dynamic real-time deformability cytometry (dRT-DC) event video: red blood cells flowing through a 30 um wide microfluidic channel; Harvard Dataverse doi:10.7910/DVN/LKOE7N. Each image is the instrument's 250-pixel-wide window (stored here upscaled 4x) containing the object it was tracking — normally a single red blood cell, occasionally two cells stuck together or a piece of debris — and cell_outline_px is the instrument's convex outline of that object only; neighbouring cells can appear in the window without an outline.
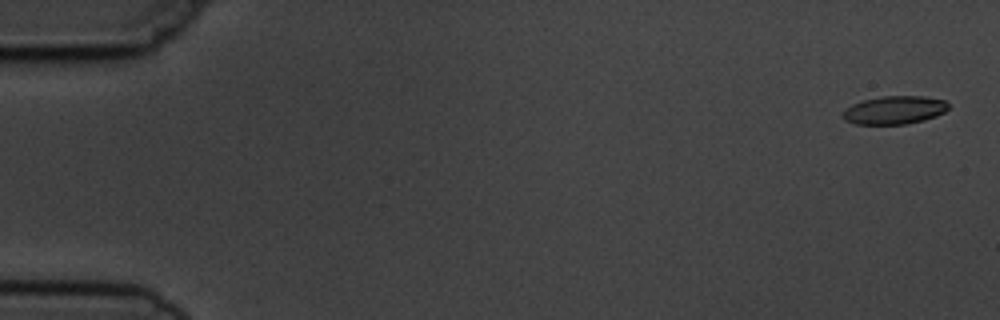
{"species": "common noctule bat (a hibernating species)", "species_latin": "Nyctalus noctula", "temperature_condition": "cold", "stored_images_in_passage": 10, "camera_frame_rate_fps": 3000, "um_per_image_px": 0.085, "animal": {"sex": "male", "body_mass_g": 19.5, "forearm_length_mm": 54.6}, "frame": {"image": 1, "passage_image": 1, "time_ms": 0.0, "image_size_px": [1000, 320], "cell_outline_px": [[948, 108], [944, 112], [936, 116], [924, 120], [904, 124], [856, 124], [844, 120], [840, 116], [852, 104], [864, 100], [880, 96], [924, 96], [944, 100], [948, 104]], "centroid_in_image_um": [76.02, 9.35], "position_along_channel_um": 9.0, "area_um2": 17.28}}
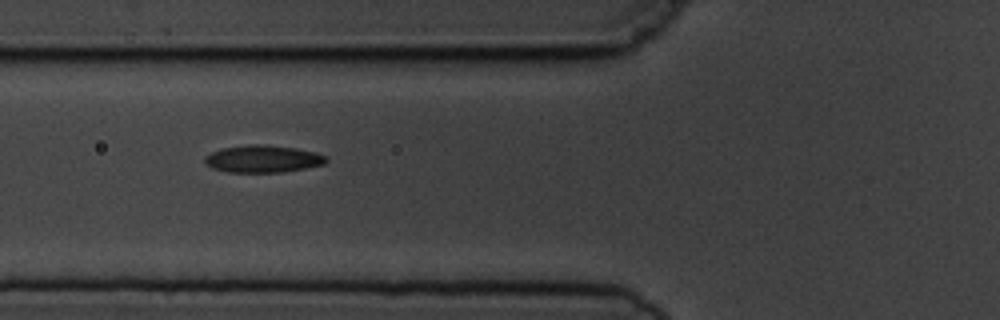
{"frame": {"image": 2, "passage_image": 6, "time_ms": 6.333, "image_size_px": [1000, 320], "cell_outline_px": [[328, 160], [324, 164], [284, 172], [228, 172], [212, 168], [204, 164], [204, 156], [212, 152], [224, 148], [252, 144], [264, 144], [296, 148], [316, 152], [328, 156]], "centroid_in_image_um": [22.35, 13.5], "position_along_channel_um": 103.4, "area_um2": 19.36}}
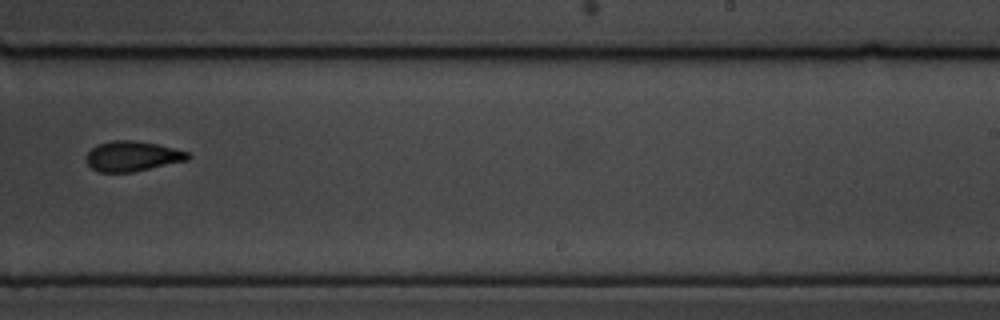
{"frame": {"image": 3, "passage_image": 10, "time_ms": 11.0, "image_size_px": [1000, 320], "cell_outline_px": [[192, 156], [188, 160], [132, 172], [100, 172], [92, 168], [84, 160], [84, 156], [96, 144], [112, 140], [132, 140], [156, 144], [188, 152]], "centroid_in_image_um": [11.21, 13.27], "position_along_channel_um": 277.8, "area_um2": 17.86}}